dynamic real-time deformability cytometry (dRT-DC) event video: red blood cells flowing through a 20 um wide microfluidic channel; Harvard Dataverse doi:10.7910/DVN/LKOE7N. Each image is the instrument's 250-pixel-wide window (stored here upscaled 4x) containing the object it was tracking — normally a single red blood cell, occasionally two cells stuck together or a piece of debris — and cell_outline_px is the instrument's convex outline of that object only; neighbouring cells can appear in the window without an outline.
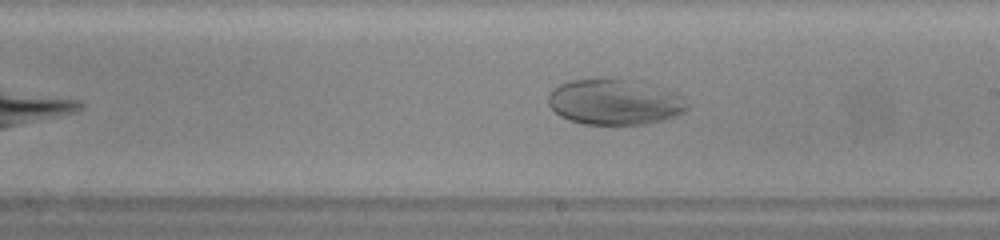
{"species": "human", "species_latin": "Homo sapiens", "temperature_condition": "warm", "stored_images_in_passage": 36, "camera_frame_rate_fps": 3000, "um_per_image_px": 0.085, "donor": {"sex": "female"}, "frame": {"image": 1, "passage_image": 16, "time_ms": 5.0, "image_size_px": [1000, 240], "cell_outline_px": [[688, 108], [684, 112], [676, 116], [664, 120], [648, 124], [584, 124], [560, 116], [548, 104], [548, 96], [552, 88], [568, 80], [592, 76], [620, 76], [636, 80], [672, 92], [680, 96], [688, 104]], "centroid_in_image_um": [52.21, 8.61], "position_along_channel_um": 236.8, "area_um2": 37.92}}